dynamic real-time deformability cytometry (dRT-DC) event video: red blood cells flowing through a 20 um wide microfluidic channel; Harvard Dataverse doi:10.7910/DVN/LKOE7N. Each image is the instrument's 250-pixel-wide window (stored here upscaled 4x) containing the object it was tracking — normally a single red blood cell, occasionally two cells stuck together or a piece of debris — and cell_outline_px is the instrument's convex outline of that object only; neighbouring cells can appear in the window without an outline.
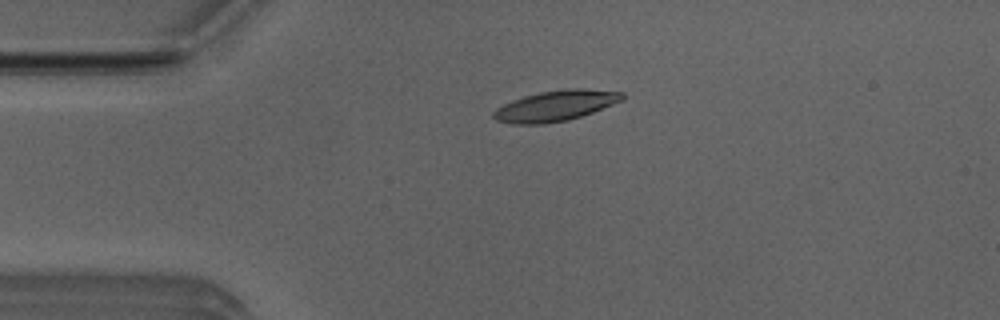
{"species": "Egyptian fruit bat (a non-hibernating species)", "species_latin": "Rousettus aegyptiacus", "temperature_condition": "room temperature", "stored_images_in_passage": 2, "camera_frame_rate_fps": 3000, "um_per_image_px": 0.085, "animal": {"sex": "male"}, "frame": {"image": 1, "passage_image": 2, "time_ms": 0.333, "image_size_px": [1000, 320], "cell_outline_px": [[624, 100], [592, 112], [568, 120], [540, 124], [512, 124], [496, 120], [492, 116], [492, 112], [496, 108], [512, 100], [524, 96], [540, 92], [568, 88], [580, 88], [624, 92]], "centroid_in_image_um": [47.21, 8.99], "position_along_channel_um": 37.8, "area_um2": 22.89}}